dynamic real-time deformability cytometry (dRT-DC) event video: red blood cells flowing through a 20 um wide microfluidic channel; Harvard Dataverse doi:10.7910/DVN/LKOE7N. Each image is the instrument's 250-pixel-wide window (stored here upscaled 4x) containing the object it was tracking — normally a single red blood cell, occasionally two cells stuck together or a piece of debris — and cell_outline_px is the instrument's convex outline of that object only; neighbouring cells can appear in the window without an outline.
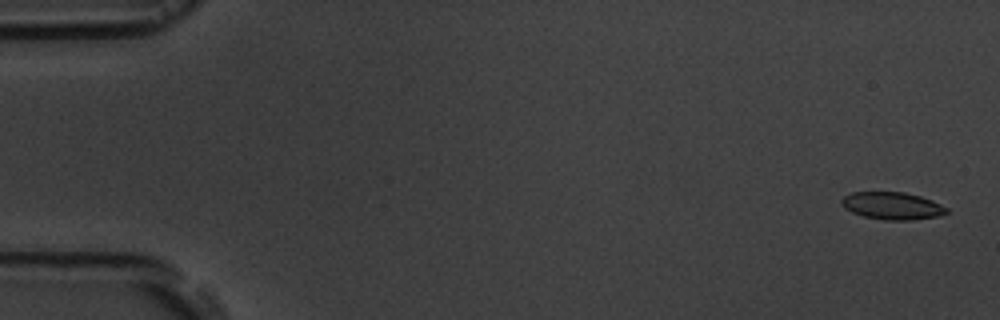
{"species": "common noctule bat (a hibernating species)", "species_latin": "Nyctalus noctula", "temperature_condition": "room temperature", "stored_images_in_passage": 6, "camera_frame_rate_fps": 3000, "um_per_image_px": 0.085, "animal": {"sex": "male", "body_mass_g": 19.5, "forearm_length_mm": 54.6}, "frame": {"image": 1, "passage_image": 1, "time_ms": 0.0, "image_size_px": [1000, 320], "cell_outline_px": [[948, 212], [940, 216], [912, 220], [884, 220], [864, 216], [852, 212], [844, 208], [840, 204], [840, 200], [844, 196], [852, 192], [904, 192], [920, 196], [932, 200], [948, 208]], "centroid_in_image_um": [75.83, 17.49], "position_along_channel_um": 9.2, "area_um2": 16.88}}
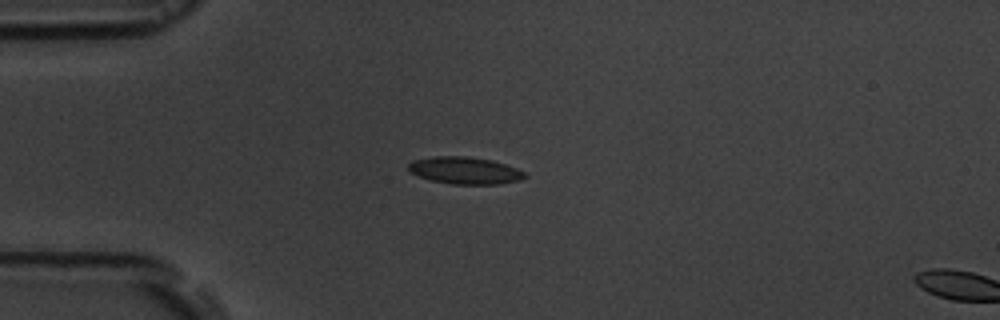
{"frame": {"image": 2, "passage_image": 5, "time_ms": 4.333, "image_size_px": [1000, 320], "cell_outline_px": [[528, 176], [520, 180], [500, 184], [452, 184], [432, 180], [420, 176], [412, 172], [408, 168], [408, 164], [412, 160], [436, 156], [464, 156], [492, 160], [516, 168], [524, 172]], "centroid_in_image_um": [39.53, 14.49], "position_along_channel_um": 45.5, "area_um2": 18.21}}